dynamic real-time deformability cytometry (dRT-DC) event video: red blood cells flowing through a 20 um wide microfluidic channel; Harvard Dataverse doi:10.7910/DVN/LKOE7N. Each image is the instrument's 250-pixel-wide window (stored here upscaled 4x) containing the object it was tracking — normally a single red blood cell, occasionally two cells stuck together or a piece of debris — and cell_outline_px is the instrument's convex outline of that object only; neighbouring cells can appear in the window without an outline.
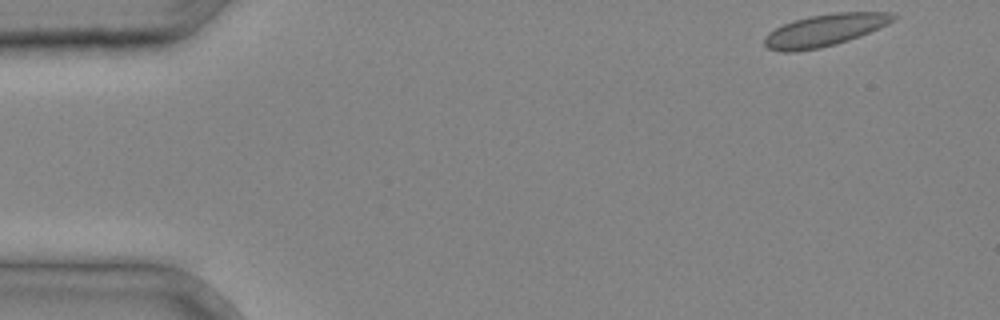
{"species": "common noctule bat (a hibernating species)", "species_latin": "Nyctalus noctula", "temperature_condition": "cold", "stored_images_in_passage": 5, "camera_frame_rate_fps": 3000, "um_per_image_px": 0.085, "animal": {"sex": "male", "body_mass_g": 20.4}, "frame": {"image": 1, "passage_image": 1, "time_ms": 0.0, "image_size_px": [1000, 320], "cell_outline_px": [[900, 16], [888, 24], [860, 36], [836, 44], [820, 48], [796, 52], [784, 52], [768, 48], [764, 44], [764, 36], [768, 32], [784, 24], [796, 20], [812, 16], [836, 12], [892, 12]], "centroid_in_image_um": [70.13, 2.57], "position_along_channel_um": 14.9, "area_um2": 24.04}}